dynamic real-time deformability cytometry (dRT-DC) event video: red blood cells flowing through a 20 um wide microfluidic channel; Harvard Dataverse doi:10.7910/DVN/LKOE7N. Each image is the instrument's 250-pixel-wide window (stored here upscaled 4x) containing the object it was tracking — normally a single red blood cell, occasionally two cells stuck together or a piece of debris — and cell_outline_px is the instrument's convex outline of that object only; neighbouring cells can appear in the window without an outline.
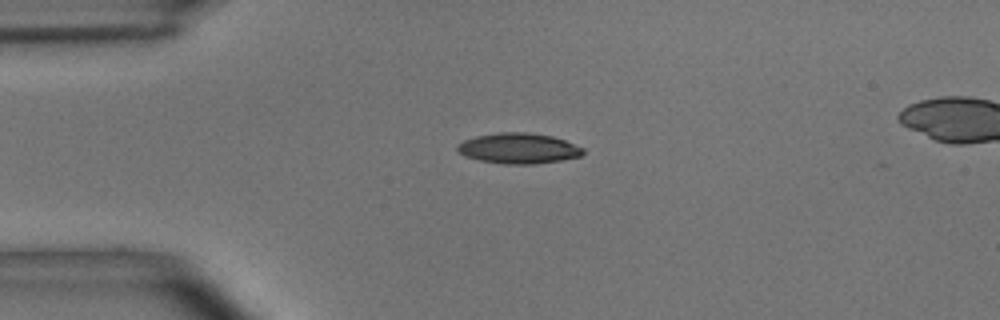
{"species": "common noctule bat (a hibernating species)", "species_latin": "Nyctalus noctula", "temperature_condition": "room temperature", "stored_images_in_passage": 42, "camera_frame_rate_fps": 3000, "um_per_image_px": 0.085, "animal": {"sex": "male", "body_mass_g": 15.6}, "frame": {"image": 1, "passage_image": 1, "time_ms": 0.0, "image_size_px": [1000, 320], "cell_outline_px": [[584, 152], [580, 156], [560, 160], [536, 164], [504, 164], [480, 160], [464, 156], [456, 148], [456, 144], [464, 140], [476, 136], [500, 132], [528, 132], [552, 136], [564, 140], [584, 148]], "centroid_in_image_um": [44.06, 12.61], "position_along_channel_um": 40.9, "area_um2": 22.31}}
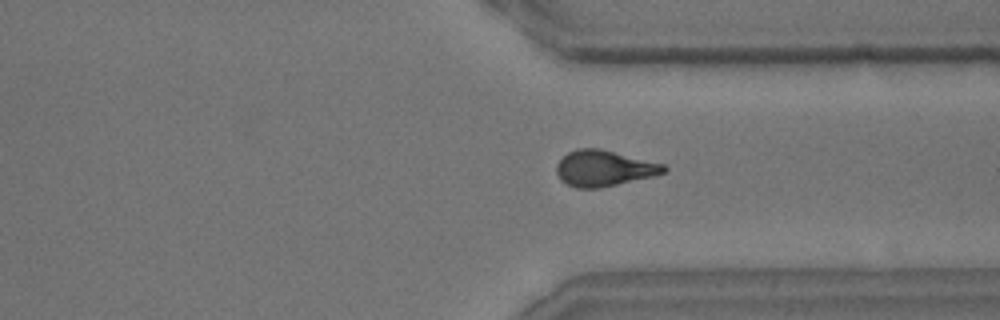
{"frame": {"image": 2, "passage_image": 29, "time_ms": 9.333, "image_size_px": [1000, 320], "cell_outline_px": [[668, 168], [664, 172], [652, 176], [600, 188], [576, 188], [560, 180], [556, 172], [556, 164], [568, 152], [576, 148], [600, 148], [664, 164]], "centroid_in_image_um": [51.31, 14.3], "position_along_channel_um": 360.1, "area_um2": 22.37}}
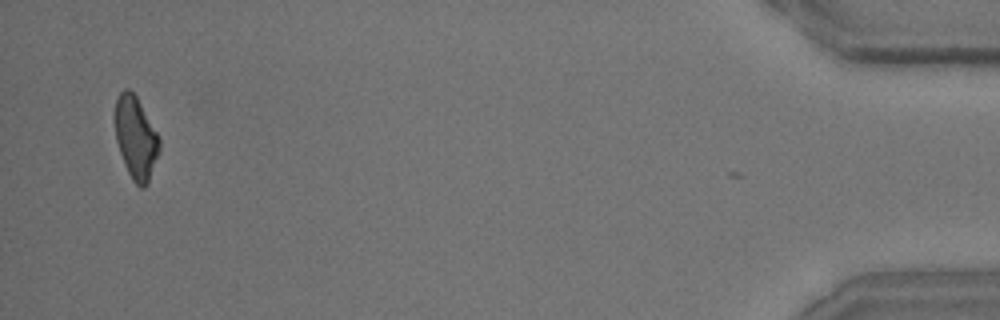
{"frame": {"image": 3, "passage_image": 41, "time_ms": 13.333, "image_size_px": [1000, 320], "cell_outline_px": [[160, 152], [148, 180], [144, 188], [140, 188], [132, 180], [124, 164], [116, 140], [112, 116], [116, 100], [120, 92], [124, 88], [128, 88], [136, 96], [156, 132], [160, 140]], "centroid_in_image_um": [11.5, 11.69], "position_along_channel_um": 423.7, "area_um2": 21.44}, "authors_computed_cell_mechanics": {"area_um2": 22.2819, "velocity_mm_per_s": 3.6667, "shape_relaxation_time_tau1_ms": 4.2848, "shape_relaxation_time_tau2_ms": 2.8247, "deformation_change_tau1": 0.1542, "deformation_change_tau2": 0.0978}}